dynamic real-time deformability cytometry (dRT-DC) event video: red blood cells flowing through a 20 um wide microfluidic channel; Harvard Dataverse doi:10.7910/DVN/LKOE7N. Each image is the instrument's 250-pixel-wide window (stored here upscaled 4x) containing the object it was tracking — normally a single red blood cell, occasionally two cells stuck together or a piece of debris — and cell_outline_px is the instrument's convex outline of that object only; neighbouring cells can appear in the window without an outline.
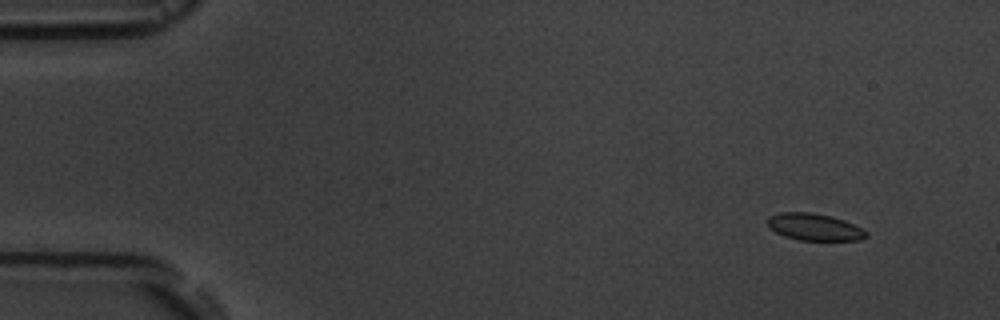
{"species": "common noctule bat (a hibernating species)", "species_latin": "Nyctalus noctula", "temperature_condition": "room temperature", "stored_images_in_passage": 9, "camera_frame_rate_fps": 3000, "um_per_image_px": 0.085, "animal": {"sex": "male", "body_mass_g": 19.5, "forearm_length_mm": 54.6}, "frame": {"image": 1, "passage_image": 2, "time_ms": 1.0, "image_size_px": [1000, 320], "cell_outline_px": [[868, 236], [860, 240], [800, 240], [784, 236], [776, 232], [768, 224], [768, 216], [780, 212], [812, 212], [832, 216], [844, 220], [868, 232]], "centroid_in_image_um": [69.23, 19.29], "position_along_channel_um": 15.8, "area_um2": 15.43}}
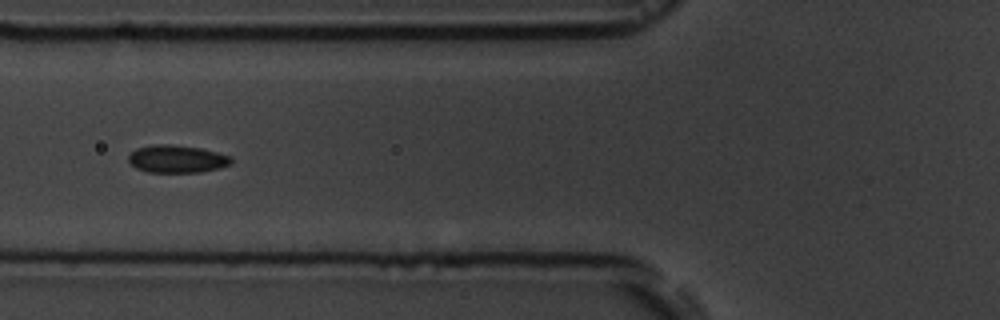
{"frame": {"image": 2, "passage_image": 7, "time_ms": 6.667, "image_size_px": [1000, 320], "cell_outline_px": [[232, 164], [220, 168], [200, 172], [148, 172], [136, 168], [128, 160], [128, 156], [136, 148], [156, 144], [168, 144], [200, 148], [232, 156]], "centroid_in_image_um": [15.06, 13.51], "position_along_channel_um": 110.7, "area_um2": 16.53}}
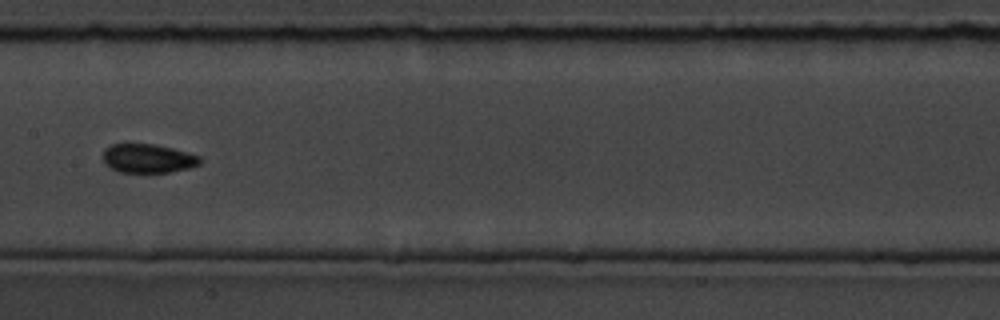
{"frame": {"image": 3, "passage_image": 9, "time_ms": 9.0, "image_size_px": [1000, 320], "cell_outline_px": [[200, 164], [192, 168], [168, 172], [120, 172], [104, 164], [104, 148], [112, 144], [152, 144], [172, 148], [200, 156]], "centroid_in_image_um": [12.58, 13.47], "position_along_channel_um": 194.8, "area_um2": 16.24}}